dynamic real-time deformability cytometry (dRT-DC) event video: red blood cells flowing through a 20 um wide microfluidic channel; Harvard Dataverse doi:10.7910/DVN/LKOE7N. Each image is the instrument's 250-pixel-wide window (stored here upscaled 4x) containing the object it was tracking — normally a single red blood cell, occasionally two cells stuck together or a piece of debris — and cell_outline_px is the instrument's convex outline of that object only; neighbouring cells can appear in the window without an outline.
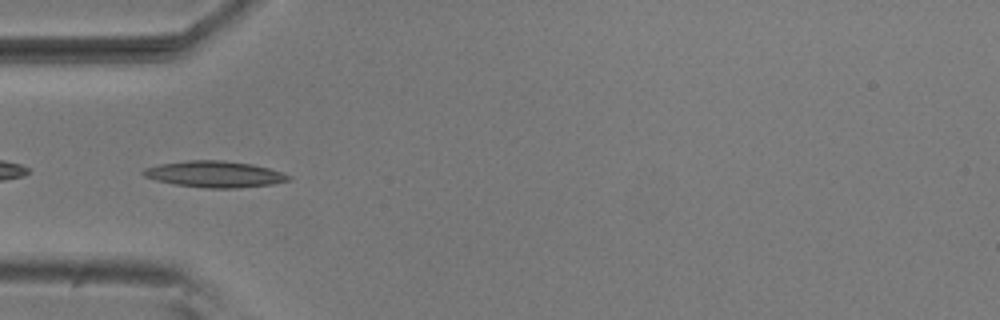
{"species": "common noctule bat (a hibernating species)", "species_latin": "Nyctalus noctula", "temperature_condition": "room temperature", "stored_images_in_passage": 7, "camera_frame_rate_fps": 3000, "um_per_image_px": 0.085, "animal": {"sex": "male", "body_mass_g": 20.5, "forearm_length_mm": 52.5}, "frame": {"image": 1, "passage_image": 4, "time_ms": 1.0, "image_size_px": [1000, 320], "cell_outline_px": [[292, 180], [272, 184], [236, 188], [204, 188], [176, 184], [156, 180], [144, 176], [140, 172], [144, 168], [160, 164], [188, 160], [224, 160], [252, 164], [268, 168], [292, 176]], "centroid_in_image_um": [18.25, 14.8], "position_along_channel_um": 66.8, "area_um2": 22.25}}
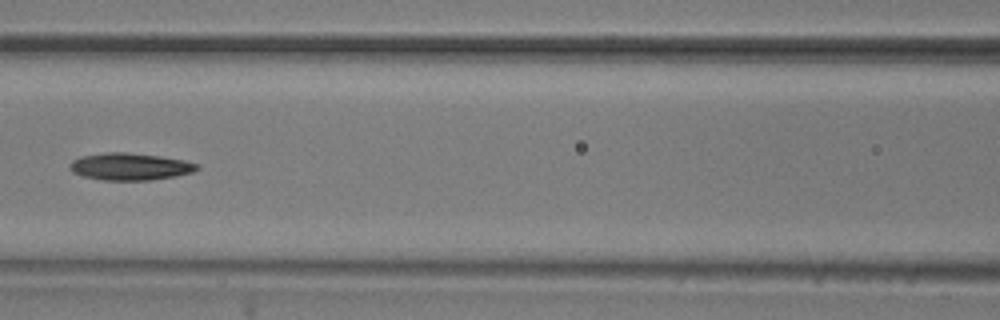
{"frame": {"image": 2, "passage_image": 6, "time_ms": 1.667, "image_size_px": [1000, 320], "cell_outline_px": [[200, 168], [192, 172], [176, 176], [148, 180], [104, 180], [84, 176], [72, 172], [68, 168], [72, 160], [80, 156], [108, 152], [124, 152], [160, 156], [184, 160], [196, 164]], "centroid_in_image_um": [11.02, 14.15], "position_along_channel_um": 155.6, "area_um2": 20.0}}
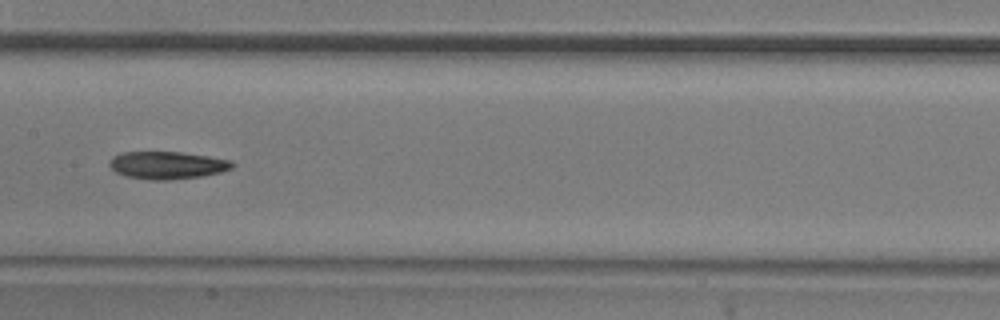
{"frame": {"image": 3, "passage_image": 7, "time_ms": 2.0, "image_size_px": [1000, 320], "cell_outline_px": [[236, 164], [232, 168], [220, 172], [200, 176], [168, 180], [148, 180], [128, 176], [116, 172], [108, 164], [112, 156], [120, 152], [180, 152], [208, 156], [232, 160]], "centroid_in_image_um": [14.21, 14.03], "position_along_channel_um": 193.2, "area_um2": 19.71}}